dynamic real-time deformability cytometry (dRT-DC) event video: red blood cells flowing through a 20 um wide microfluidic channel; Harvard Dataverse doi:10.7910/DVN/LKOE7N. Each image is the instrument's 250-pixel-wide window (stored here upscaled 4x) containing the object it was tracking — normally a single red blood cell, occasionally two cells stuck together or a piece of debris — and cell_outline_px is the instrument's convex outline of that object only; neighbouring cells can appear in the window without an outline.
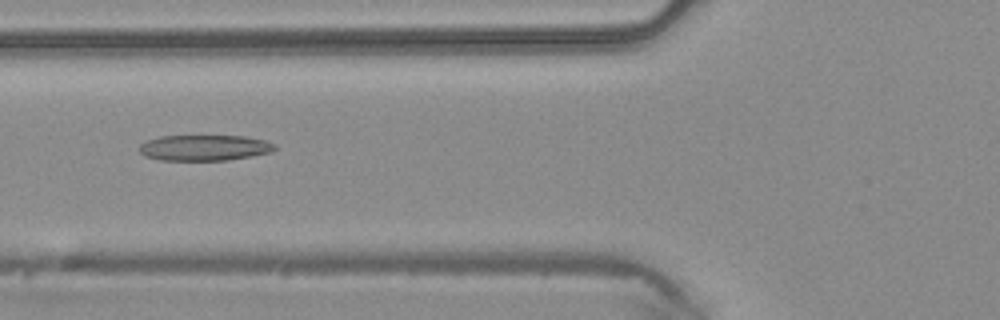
{"species": "common noctule bat (a hibernating species)", "species_latin": "Nyctalus noctula", "temperature_condition": "warm", "stored_images_in_passage": 47, "camera_frame_rate_fps": 3000, "um_per_image_px": 0.085, "animal": {"sex": "male", "body_mass_g": 20.4}, "frame": {"image": 1, "passage_image": 18, "time_ms": 5.667, "image_size_px": [1000, 320], "cell_outline_px": [[276, 148], [272, 152], [252, 156], [228, 160], [160, 160], [144, 156], [140, 152], [140, 144], [148, 140], [160, 136], [244, 136], [264, 140], [276, 144]], "centroid_in_image_um": [17.39, 12.56], "position_along_channel_um": 108.4, "area_um2": 20.35}}
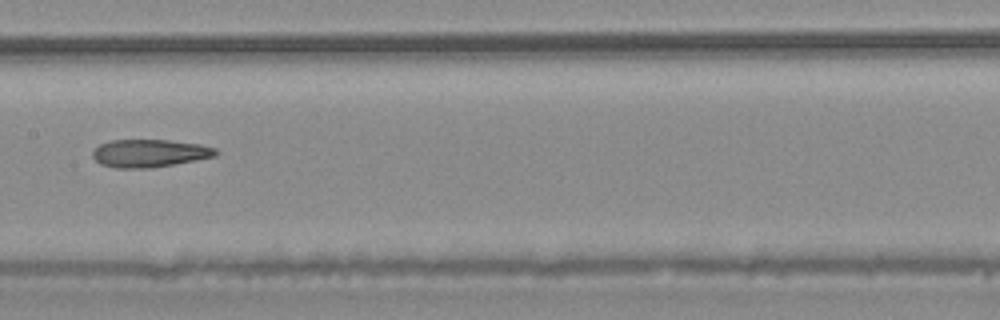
{"frame": {"image": 2, "passage_image": 24, "time_ms": 7.667, "image_size_px": [1000, 320], "cell_outline_px": [[220, 152], [216, 156], [196, 160], [152, 168], [116, 168], [100, 164], [92, 156], [92, 152], [100, 144], [112, 140], [168, 140], [200, 144], [216, 148]], "centroid_in_image_um": [12.73, 13.03], "position_along_channel_um": 194.7, "area_um2": 20.0}}
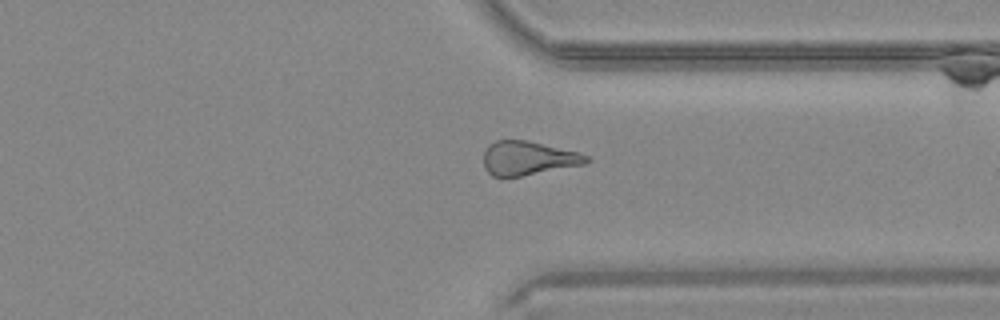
{"frame": {"image": 3, "passage_image": 36, "time_ms": 11.667, "image_size_px": [1000, 320], "cell_outline_px": [[592, 160], [584, 164], [504, 180], [492, 176], [484, 168], [484, 152], [488, 144], [496, 140], [528, 140], [576, 152], [588, 156]], "centroid_in_image_um": [44.83, 13.48], "position_along_channel_um": 366.6, "area_um2": 20.75}}